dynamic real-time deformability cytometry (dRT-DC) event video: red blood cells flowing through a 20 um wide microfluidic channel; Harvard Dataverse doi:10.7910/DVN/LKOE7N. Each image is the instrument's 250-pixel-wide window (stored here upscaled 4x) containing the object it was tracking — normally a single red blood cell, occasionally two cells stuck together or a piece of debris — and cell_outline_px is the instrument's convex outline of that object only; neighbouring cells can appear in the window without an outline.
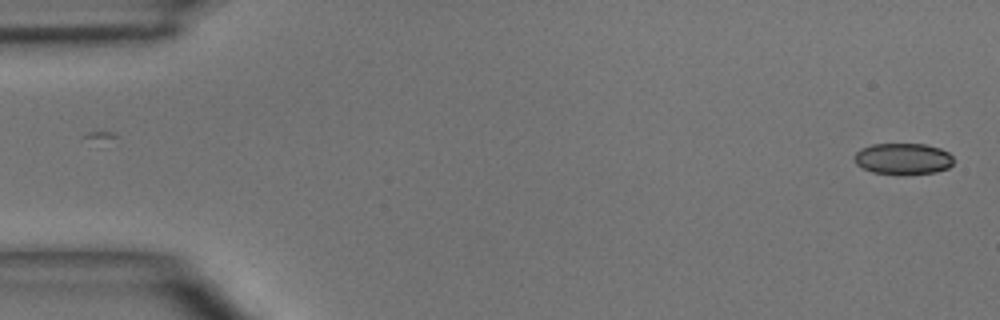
{"species": "common noctule bat (a hibernating species)", "species_latin": "Nyctalus noctula", "temperature_condition": "room temperature", "stored_images_in_passage": 4, "camera_frame_rate_fps": 3000, "um_per_image_px": 0.085, "animal": {"sex": "male", "body_mass_g": 15.6}, "frame": {"image": 1, "passage_image": 1, "time_ms": 0.0, "image_size_px": [1000, 320], "cell_outline_px": [[952, 164], [948, 168], [936, 172], [904, 176], [896, 176], [872, 172], [856, 164], [852, 156], [860, 148], [872, 144], [924, 144], [940, 148], [948, 152], [952, 156]], "centroid_in_image_um": [76.73, 13.52], "position_along_channel_um": 8.3, "area_um2": 18.61}}
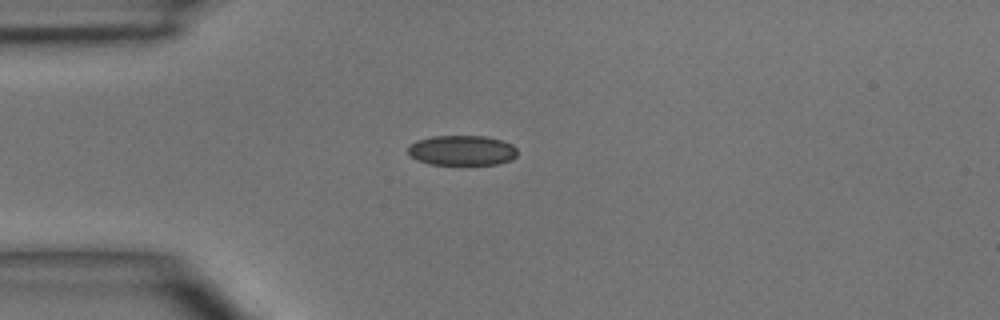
{"frame": {"image": 2, "passage_image": 4, "time_ms": 3.667, "image_size_px": [1000, 320], "cell_outline_px": [[516, 156], [512, 160], [496, 164], [428, 164], [416, 160], [408, 152], [408, 148], [416, 140], [432, 136], [484, 136], [504, 140], [512, 144], [516, 148]], "centroid_in_image_um": [39.28, 12.78], "position_along_channel_um": 45.7, "area_um2": 19.19}}